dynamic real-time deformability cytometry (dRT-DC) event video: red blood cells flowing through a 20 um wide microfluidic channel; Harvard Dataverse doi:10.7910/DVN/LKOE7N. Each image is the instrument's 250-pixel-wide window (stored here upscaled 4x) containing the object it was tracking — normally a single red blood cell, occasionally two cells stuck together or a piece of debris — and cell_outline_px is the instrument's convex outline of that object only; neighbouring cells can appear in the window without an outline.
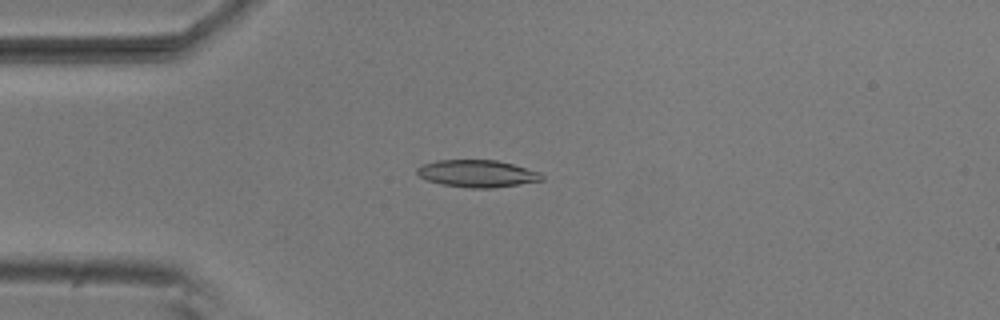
{"species": "common noctule bat (a hibernating species)", "species_latin": "Nyctalus noctula", "temperature_condition": "room temperature", "stored_images_in_passage": 5, "camera_frame_rate_fps": 3000, "um_per_image_px": 0.085, "animal": {"sex": "male", "body_mass_g": 20.5, "forearm_length_mm": 52.5}, "frame": {"image": 1, "passage_image": 4, "time_ms": 1.0, "image_size_px": [1000, 320], "cell_outline_px": [[544, 180], [520, 184], [492, 188], [472, 188], [440, 184], [428, 180], [420, 176], [416, 172], [416, 168], [424, 164], [436, 160], [496, 160], [512, 164], [540, 172], [544, 176]], "centroid_in_image_um": [40.58, 14.75], "position_along_channel_um": 44.4, "area_um2": 19.71}}
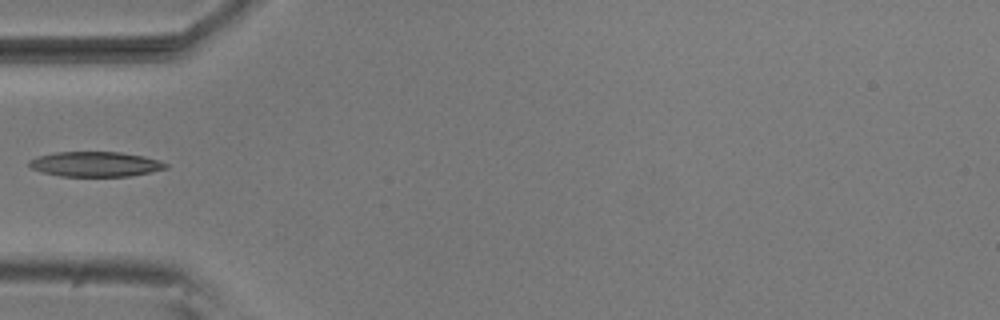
{"frame": {"image": 2, "passage_image": 5, "time_ms": 1.333, "image_size_px": [1000, 320], "cell_outline_px": [[168, 168], [128, 176], [60, 176], [44, 172], [32, 168], [28, 164], [28, 160], [36, 156], [56, 152], [120, 152], [144, 156], [168, 164]], "centroid_in_image_um": [8.07, 13.94], "position_along_channel_um": 76.9, "area_um2": 19.71}}